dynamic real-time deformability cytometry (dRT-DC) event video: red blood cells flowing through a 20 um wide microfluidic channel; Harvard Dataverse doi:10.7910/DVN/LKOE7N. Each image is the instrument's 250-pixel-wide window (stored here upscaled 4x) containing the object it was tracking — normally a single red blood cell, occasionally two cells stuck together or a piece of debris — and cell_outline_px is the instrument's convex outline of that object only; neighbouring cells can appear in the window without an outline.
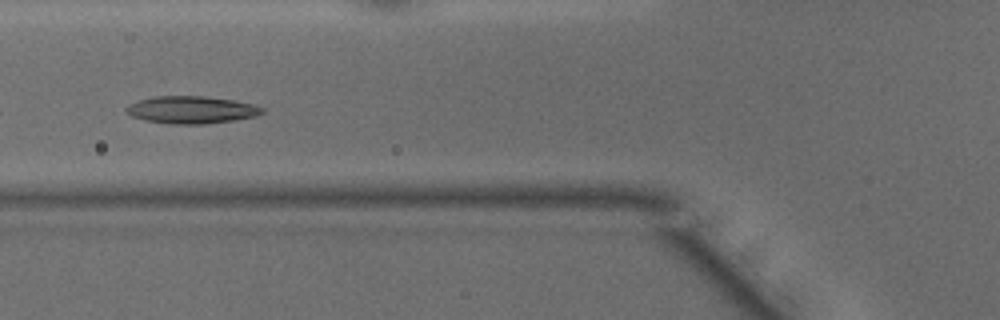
{"species": "common noctule bat (a hibernating species)", "species_latin": "Nyctalus noctula", "temperature_condition": "warm", "stored_images_in_passage": 36, "camera_frame_rate_fps": 3000, "um_per_image_px": 0.085, "animal": {"sex": "male", "body_mass_g": 15.6}, "frame": {"image": 1, "passage_image": 6, "time_ms": 1.667, "image_size_px": [1000, 320], "cell_outline_px": [[264, 112], [252, 116], [232, 120], [204, 124], [168, 124], [144, 120], [132, 116], [124, 108], [128, 104], [140, 100], [156, 96], [204, 96], [232, 100], [256, 104], [264, 108]], "centroid_in_image_um": [16.25, 9.33], "position_along_channel_um": 109.5, "area_um2": 21.56}}
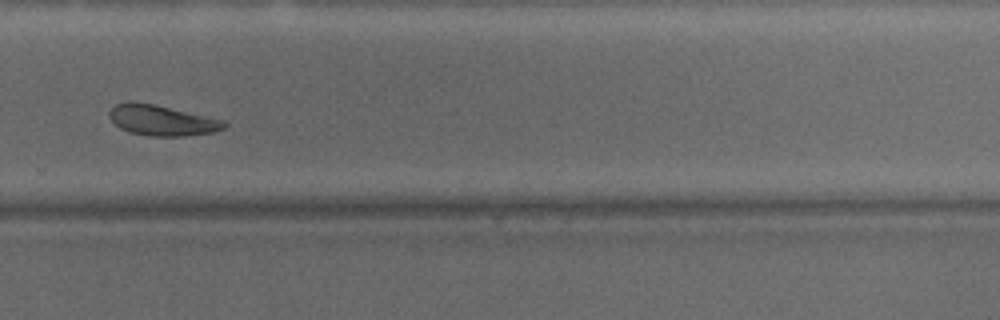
{"frame": {"image": 2, "passage_image": 21, "time_ms": 6.667, "image_size_px": [1000, 320], "cell_outline_px": [[228, 124], [224, 128], [212, 132], [180, 136], [152, 136], [128, 132], [120, 128], [108, 116], [108, 112], [116, 104], [128, 100], [156, 104], [224, 120]], "centroid_in_image_um": [13.73, 10.21], "position_along_channel_um": 316.1, "area_um2": 20.46}, "authors_computed_cell_mechanics": {"area_um2": 21.2704, "velocity_mm_per_s": 4.1351, "shape_relaxation_time_tau1_ms": 3.649, "shape_relaxation_time_tau2_ms": 5.5931, "deformation_change_tau1": 0.1222, "deformation_change_tau2": 0.1446}}